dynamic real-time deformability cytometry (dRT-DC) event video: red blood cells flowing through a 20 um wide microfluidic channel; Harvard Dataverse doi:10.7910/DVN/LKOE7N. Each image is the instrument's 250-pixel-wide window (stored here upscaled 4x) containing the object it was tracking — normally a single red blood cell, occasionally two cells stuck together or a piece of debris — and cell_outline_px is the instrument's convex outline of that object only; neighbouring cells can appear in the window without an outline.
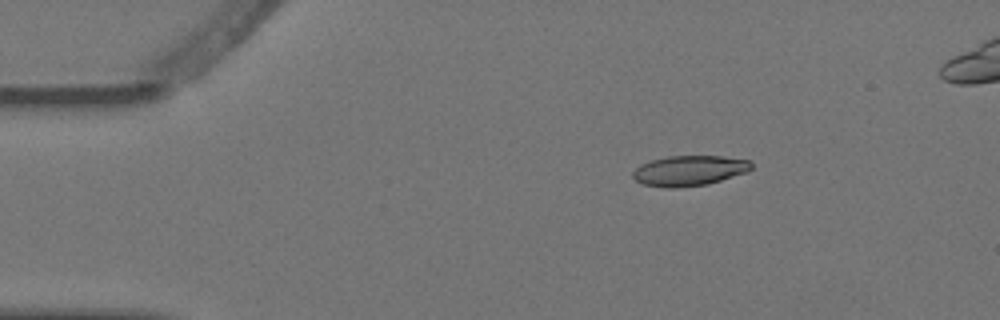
{"species": "Egyptian fruit bat (a non-hibernating species)", "species_latin": "Rousettus aegyptiacus", "temperature_condition": "warm", "stored_images_in_passage": 5, "segment_of_instrument_passage": [1, 2], "camera_frame_rate_fps": 3000, "um_per_image_px": 0.085, "animal": {"sex": "female"}, "frame": {"image": 1, "passage_image": 2, "time_ms": 0.333, "image_size_px": [1000, 320], "cell_outline_px": [[752, 168], [748, 172], [708, 184], [676, 188], [664, 188], [644, 184], [636, 180], [632, 176], [632, 172], [640, 164], [652, 160], [668, 156], [724, 156], [752, 160]], "centroid_in_image_um": [58.62, 14.5], "position_along_channel_um": 26.4, "area_um2": 21.1}}